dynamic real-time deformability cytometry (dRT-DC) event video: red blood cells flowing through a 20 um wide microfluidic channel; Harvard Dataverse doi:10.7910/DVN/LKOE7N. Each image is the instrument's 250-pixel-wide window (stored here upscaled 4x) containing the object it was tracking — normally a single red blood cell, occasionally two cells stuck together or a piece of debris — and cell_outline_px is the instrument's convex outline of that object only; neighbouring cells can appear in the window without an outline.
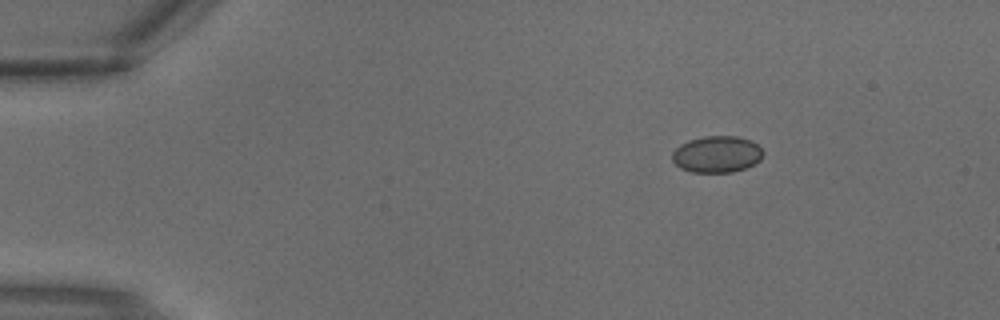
{"species": "common noctule bat (a hibernating species)", "species_latin": "Nyctalus noctula", "temperature_condition": "warm", "stored_images_in_passage": 2, "camera_frame_rate_fps": 3000, "um_per_image_px": 0.085, "animal": {"sex": "male", "body_mass_g": 18.8}, "frame": {"image": 1, "passage_image": 1, "time_ms": 0.0, "image_size_px": [1000, 320], "cell_outline_px": [[764, 156], [756, 164], [732, 172], [692, 172], [680, 168], [672, 160], [672, 152], [680, 144], [688, 140], [704, 136], [736, 136], [752, 140], [764, 152]], "centroid_in_image_um": [60.94, 13.11], "position_along_channel_um": 24.1, "area_um2": 19.54}}